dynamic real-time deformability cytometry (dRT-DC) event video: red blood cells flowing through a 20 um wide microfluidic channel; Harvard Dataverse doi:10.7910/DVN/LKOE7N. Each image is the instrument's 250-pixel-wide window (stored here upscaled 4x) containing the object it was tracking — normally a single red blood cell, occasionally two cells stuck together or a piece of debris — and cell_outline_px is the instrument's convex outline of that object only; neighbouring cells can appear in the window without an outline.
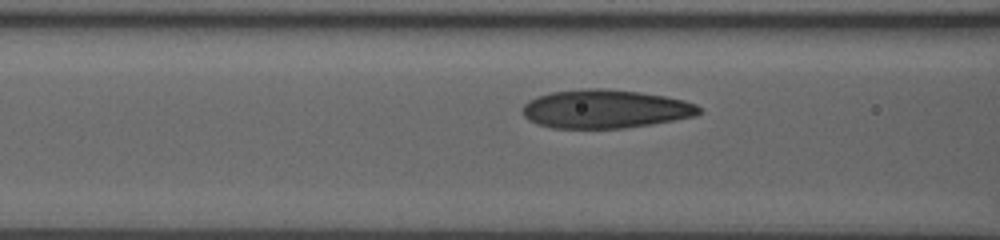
{"species": "human", "species_latin": "Homo sapiens", "temperature_condition": "room temperature", "stored_images_in_passage": 6, "segment_of_instrument_passage": [2, 2], "camera_frame_rate_fps": 3000, "um_per_image_px": 0.085, "donor": {"sex": "male"}, "frame": {"image": 1, "passage_image": 6, "time_ms": 4.0, "image_size_px": [1000, 240], "cell_outline_px": [[704, 112], [696, 116], [652, 124], [624, 128], [552, 128], [536, 124], [528, 120], [524, 116], [524, 104], [528, 100], [536, 96], [552, 92], [580, 88], [604, 88], [640, 92], [664, 96], [684, 100], [696, 104], [704, 108]], "centroid_in_image_um": [51.48, 9.26], "position_along_channel_um": 115.1, "area_um2": 40.06}}